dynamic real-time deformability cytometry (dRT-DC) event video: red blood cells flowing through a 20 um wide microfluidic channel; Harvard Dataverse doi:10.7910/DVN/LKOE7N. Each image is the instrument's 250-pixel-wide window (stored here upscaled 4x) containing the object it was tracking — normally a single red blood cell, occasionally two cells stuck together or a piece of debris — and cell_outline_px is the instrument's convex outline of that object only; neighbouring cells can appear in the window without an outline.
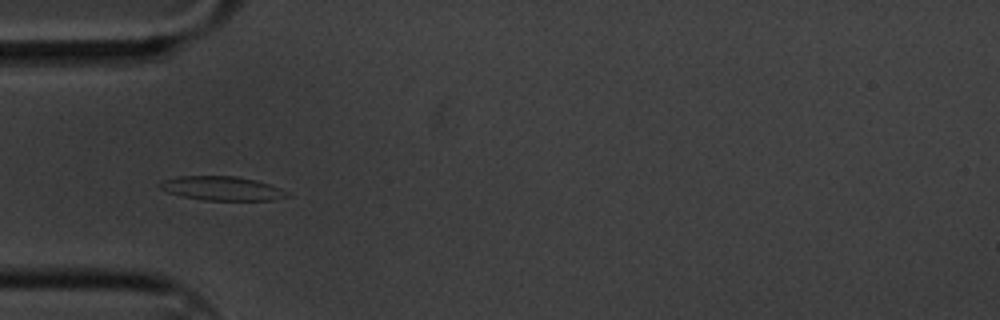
{"species": "common noctule bat (a hibernating species)", "species_latin": "Nyctalus noctula", "temperature_condition": "cold", "stored_images_in_passage": 2, "camera_frame_rate_fps": 3000, "um_per_image_px": 0.085, "animal": {"sex": "male", "body_mass_g": 20.1, "forearm_length_mm": 53.5}, "frame": {"image": 1, "passage_image": 1, "time_ms": 0.0, "image_size_px": [1000, 320], "cell_outline_px": [[292, 196], [272, 200], [204, 200], [184, 196], [168, 192], [160, 188], [156, 184], [160, 180], [176, 176], [236, 176], [256, 180], [280, 188], [288, 192]], "centroid_in_image_um": [18.84, 16.0], "position_along_channel_um": 66.2, "area_um2": 17.92}}
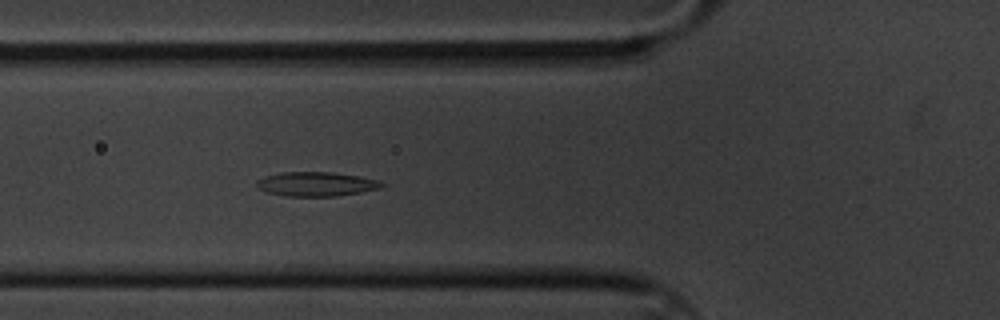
{"frame": {"image": 2, "passage_image": 2, "time_ms": 0.333, "image_size_px": [1000, 320], "cell_outline_px": [[384, 184], [380, 188], [360, 192], [336, 196], [284, 196], [268, 192], [260, 188], [256, 184], [256, 180], [264, 176], [280, 172], [332, 172], [360, 176], [380, 180]], "centroid_in_image_um": [26.88, 15.63], "position_along_channel_um": 98.9, "area_um2": 17.69}}